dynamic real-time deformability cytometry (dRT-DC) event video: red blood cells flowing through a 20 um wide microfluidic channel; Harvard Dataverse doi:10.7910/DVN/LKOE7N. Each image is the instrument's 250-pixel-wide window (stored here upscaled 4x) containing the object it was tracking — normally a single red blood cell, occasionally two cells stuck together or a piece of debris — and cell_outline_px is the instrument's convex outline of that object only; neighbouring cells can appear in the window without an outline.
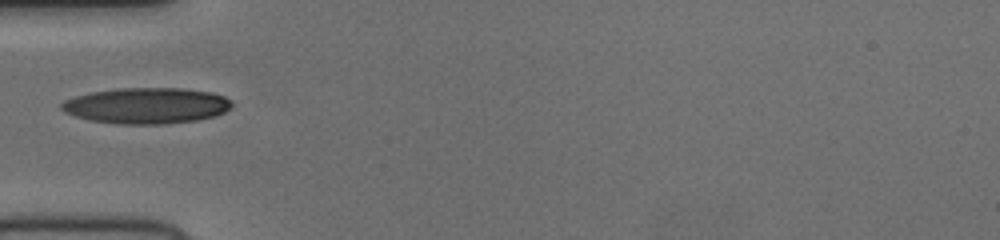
{"species": "human", "species_latin": "Homo sapiens", "temperature_condition": "cold", "stored_images_in_passage": 36, "camera_frame_rate_fps": 3000, "um_per_image_px": 0.085, "donor": {"sex": "female"}, "frame": {"image": 1, "passage_image": 1, "time_ms": 0.0, "image_size_px": [1000, 240], "cell_outline_px": [[232, 104], [224, 112], [216, 116], [196, 120], [160, 124], [120, 124], [88, 120], [64, 112], [60, 108], [60, 104], [64, 100], [76, 96], [92, 92], [116, 88], [184, 88], [212, 92], [224, 96], [232, 100]], "centroid_in_image_um": [12.45, 8.97], "position_along_channel_um": 72.6, "area_um2": 35.78}}
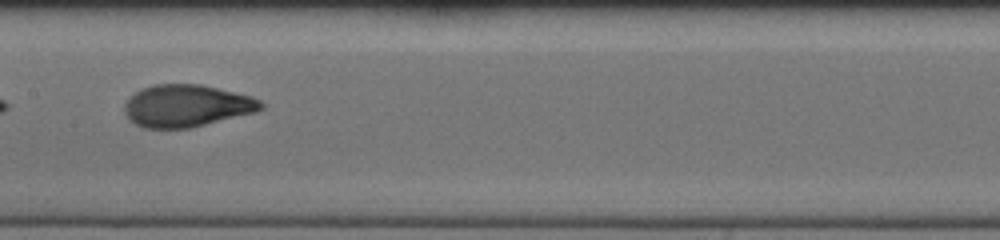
{"frame": {"image": 2, "passage_image": 10, "time_ms": 3.0, "image_size_px": [1000, 240], "cell_outline_px": [[264, 108], [252, 112], [188, 128], [144, 128], [136, 124], [124, 112], [124, 104], [140, 88], [152, 84], [200, 84], [252, 96], [260, 100], [264, 104]], "centroid_in_image_um": [15.84, 8.97], "position_along_channel_um": 191.6, "area_um2": 33.12}}
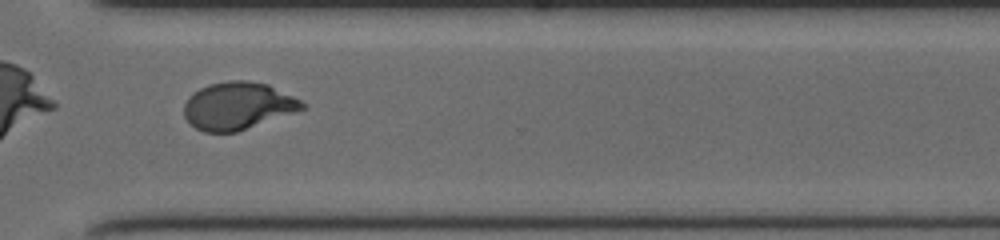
{"frame": {"image": 3, "passage_image": 22, "time_ms": 7.0, "image_size_px": [1000, 240], "cell_outline_px": [[304, 108], [236, 132], [204, 132], [196, 128], [184, 116], [184, 104], [188, 96], [192, 92], [208, 84], [228, 80], [248, 80], [268, 84], [300, 100], [304, 104]], "centroid_in_image_um": [20.15, 8.98], "position_along_channel_um": 350.4, "area_um2": 32.31}}